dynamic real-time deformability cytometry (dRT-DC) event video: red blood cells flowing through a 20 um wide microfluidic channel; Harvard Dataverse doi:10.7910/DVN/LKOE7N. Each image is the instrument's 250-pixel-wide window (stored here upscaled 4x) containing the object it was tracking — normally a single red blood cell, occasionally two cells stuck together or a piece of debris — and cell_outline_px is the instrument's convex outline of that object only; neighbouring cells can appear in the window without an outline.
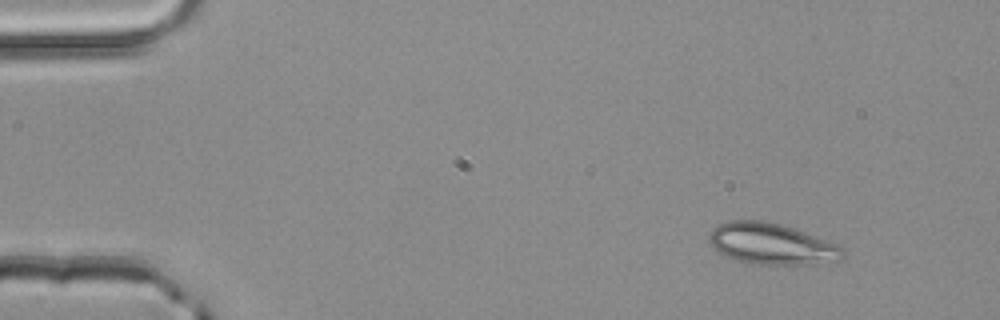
{"species": "common noctule bat (a hibernating species)", "species_latin": "Nyctalus noctula", "temperature_condition": "room temperature", "stored_images_in_passage": 3, "camera_frame_rate_fps": 3000, "um_per_image_px": 0.085, "animal": {"sex": "male", "body_mass_g": 20.4}, "frame": {"image": 1, "passage_image": 1, "time_ms": 0.0, "image_size_px": [1000, 320], "cell_outline_px": [[844, 256], [836, 260], [816, 264], [752, 264], [736, 260], [716, 252], [712, 248], [708, 240], [708, 232], [716, 224], [728, 220], [768, 220], [796, 228], [836, 244], [844, 248]], "centroid_in_image_um": [65.51, 20.71], "position_along_channel_um": 19.5, "area_um2": 32.66}}